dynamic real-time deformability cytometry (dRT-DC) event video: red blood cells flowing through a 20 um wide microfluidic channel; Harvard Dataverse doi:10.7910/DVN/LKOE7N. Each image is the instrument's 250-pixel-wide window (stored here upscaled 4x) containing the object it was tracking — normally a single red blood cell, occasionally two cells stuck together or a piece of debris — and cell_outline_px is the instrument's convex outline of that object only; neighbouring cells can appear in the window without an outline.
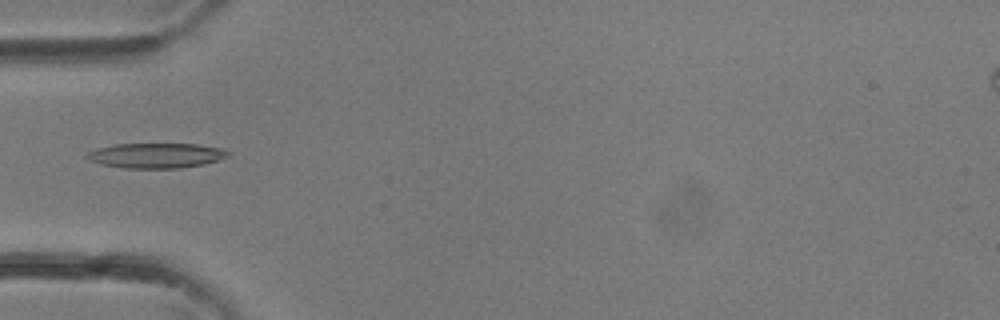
{"species": "common noctule bat (a hibernating species)", "species_latin": "Nyctalus noctula", "temperature_condition": "room temperature", "stored_images_in_passage": 34, "camera_frame_rate_fps": 3000, "um_per_image_px": 0.085, "animal": {"sex": "female"}, "frame": {"image": 1, "passage_image": 11, "time_ms": 3.333, "image_size_px": [1000, 320], "cell_outline_px": [[232, 156], [204, 164], [180, 168], [124, 168], [100, 164], [88, 160], [84, 156], [88, 152], [96, 148], [112, 144], [196, 144], [224, 148], [232, 152]], "centroid_in_image_um": [13.3, 13.21], "position_along_channel_um": 71.7, "area_um2": 20.92}}
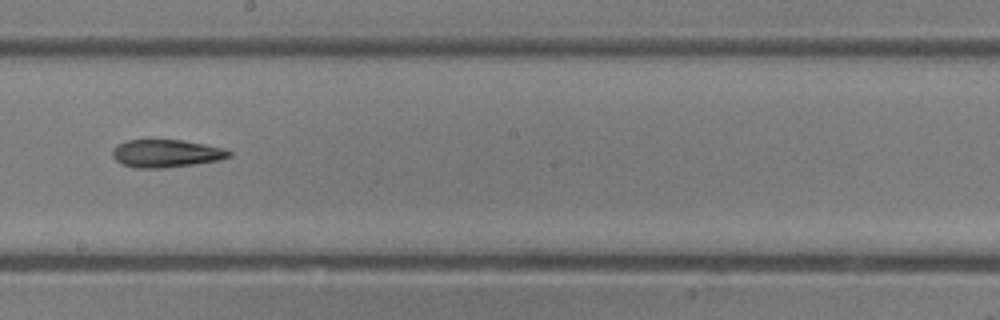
{"frame": {"image": 2, "passage_image": 19, "time_ms": 6.0, "image_size_px": [1000, 320], "cell_outline_px": [[232, 156], [220, 160], [164, 168], [132, 168], [120, 164], [112, 156], [112, 152], [116, 144], [128, 140], [148, 136], [184, 140], [224, 148], [232, 152]], "centroid_in_image_um": [14.06, 12.99], "position_along_channel_um": 234.1, "area_um2": 19.83}}
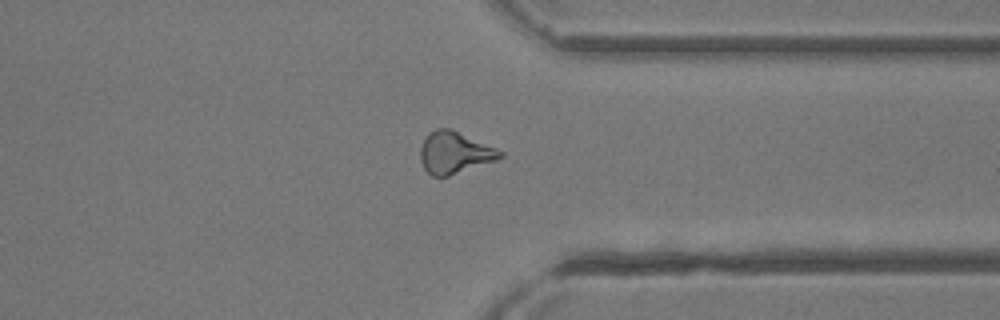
{"frame": {"image": 3, "passage_image": 26, "time_ms": 8.333, "image_size_px": [1000, 320], "cell_outline_px": [[504, 156], [496, 160], [448, 176], [432, 176], [424, 168], [420, 160], [420, 148], [428, 132], [436, 128], [452, 128], [496, 148], [504, 152]], "centroid_in_image_um": [38.63, 12.95], "position_along_channel_um": 372.8, "area_um2": 19.48}}